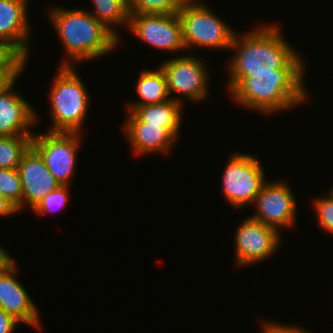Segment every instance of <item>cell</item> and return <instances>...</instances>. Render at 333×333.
I'll use <instances>...</instances> for the list:
<instances>
[{
	"mask_svg": "<svg viewBox=\"0 0 333 333\" xmlns=\"http://www.w3.org/2000/svg\"><path fill=\"white\" fill-rule=\"evenodd\" d=\"M278 26H259L240 36L235 33L230 49L229 93L251 73H273L278 68H305L299 53L283 38Z\"/></svg>",
	"mask_w": 333,
	"mask_h": 333,
	"instance_id": "cell-1",
	"label": "cell"
},
{
	"mask_svg": "<svg viewBox=\"0 0 333 333\" xmlns=\"http://www.w3.org/2000/svg\"><path fill=\"white\" fill-rule=\"evenodd\" d=\"M326 198L314 199V208L318 217V226L333 234V188L329 189Z\"/></svg>",
	"mask_w": 333,
	"mask_h": 333,
	"instance_id": "cell-25",
	"label": "cell"
},
{
	"mask_svg": "<svg viewBox=\"0 0 333 333\" xmlns=\"http://www.w3.org/2000/svg\"><path fill=\"white\" fill-rule=\"evenodd\" d=\"M123 132L131 143L135 155L168 153L176 138L161 125L142 122L133 112L127 111Z\"/></svg>",
	"mask_w": 333,
	"mask_h": 333,
	"instance_id": "cell-15",
	"label": "cell"
},
{
	"mask_svg": "<svg viewBox=\"0 0 333 333\" xmlns=\"http://www.w3.org/2000/svg\"><path fill=\"white\" fill-rule=\"evenodd\" d=\"M0 194L22 210L23 190L17 169L0 168Z\"/></svg>",
	"mask_w": 333,
	"mask_h": 333,
	"instance_id": "cell-22",
	"label": "cell"
},
{
	"mask_svg": "<svg viewBox=\"0 0 333 333\" xmlns=\"http://www.w3.org/2000/svg\"><path fill=\"white\" fill-rule=\"evenodd\" d=\"M69 186L60 185L53 191L49 192L38 204L32 209L33 212L37 214H47L51 211L56 212V210L66 206L69 199L68 195ZM56 209V210H55Z\"/></svg>",
	"mask_w": 333,
	"mask_h": 333,
	"instance_id": "cell-24",
	"label": "cell"
},
{
	"mask_svg": "<svg viewBox=\"0 0 333 333\" xmlns=\"http://www.w3.org/2000/svg\"><path fill=\"white\" fill-rule=\"evenodd\" d=\"M27 5L28 0H0V39L9 41L28 59L31 31Z\"/></svg>",
	"mask_w": 333,
	"mask_h": 333,
	"instance_id": "cell-16",
	"label": "cell"
},
{
	"mask_svg": "<svg viewBox=\"0 0 333 333\" xmlns=\"http://www.w3.org/2000/svg\"><path fill=\"white\" fill-rule=\"evenodd\" d=\"M128 28L141 41L158 50H184L181 22L175 14H130Z\"/></svg>",
	"mask_w": 333,
	"mask_h": 333,
	"instance_id": "cell-11",
	"label": "cell"
},
{
	"mask_svg": "<svg viewBox=\"0 0 333 333\" xmlns=\"http://www.w3.org/2000/svg\"><path fill=\"white\" fill-rule=\"evenodd\" d=\"M33 135L0 136V168L17 169Z\"/></svg>",
	"mask_w": 333,
	"mask_h": 333,
	"instance_id": "cell-20",
	"label": "cell"
},
{
	"mask_svg": "<svg viewBox=\"0 0 333 333\" xmlns=\"http://www.w3.org/2000/svg\"><path fill=\"white\" fill-rule=\"evenodd\" d=\"M18 324V320L0 308V333H13Z\"/></svg>",
	"mask_w": 333,
	"mask_h": 333,
	"instance_id": "cell-27",
	"label": "cell"
},
{
	"mask_svg": "<svg viewBox=\"0 0 333 333\" xmlns=\"http://www.w3.org/2000/svg\"><path fill=\"white\" fill-rule=\"evenodd\" d=\"M292 190L281 180L267 181L255 198L256 213L251 218L280 231L293 227L296 215V200Z\"/></svg>",
	"mask_w": 333,
	"mask_h": 333,
	"instance_id": "cell-10",
	"label": "cell"
},
{
	"mask_svg": "<svg viewBox=\"0 0 333 333\" xmlns=\"http://www.w3.org/2000/svg\"><path fill=\"white\" fill-rule=\"evenodd\" d=\"M235 234V261L240 267L268 259L279 248L280 232L251 218L238 225Z\"/></svg>",
	"mask_w": 333,
	"mask_h": 333,
	"instance_id": "cell-9",
	"label": "cell"
},
{
	"mask_svg": "<svg viewBox=\"0 0 333 333\" xmlns=\"http://www.w3.org/2000/svg\"><path fill=\"white\" fill-rule=\"evenodd\" d=\"M17 212H19L17 207L0 194V216L6 217Z\"/></svg>",
	"mask_w": 333,
	"mask_h": 333,
	"instance_id": "cell-29",
	"label": "cell"
},
{
	"mask_svg": "<svg viewBox=\"0 0 333 333\" xmlns=\"http://www.w3.org/2000/svg\"><path fill=\"white\" fill-rule=\"evenodd\" d=\"M135 86L140 101L129 103L128 107L152 105L171 99L167 78L161 67L156 70H142Z\"/></svg>",
	"mask_w": 333,
	"mask_h": 333,
	"instance_id": "cell-18",
	"label": "cell"
},
{
	"mask_svg": "<svg viewBox=\"0 0 333 333\" xmlns=\"http://www.w3.org/2000/svg\"><path fill=\"white\" fill-rule=\"evenodd\" d=\"M74 66H61L55 75L49 99L54 126L49 131L79 132L88 113L89 93Z\"/></svg>",
	"mask_w": 333,
	"mask_h": 333,
	"instance_id": "cell-4",
	"label": "cell"
},
{
	"mask_svg": "<svg viewBox=\"0 0 333 333\" xmlns=\"http://www.w3.org/2000/svg\"><path fill=\"white\" fill-rule=\"evenodd\" d=\"M27 58L9 41L0 39V71H24Z\"/></svg>",
	"mask_w": 333,
	"mask_h": 333,
	"instance_id": "cell-23",
	"label": "cell"
},
{
	"mask_svg": "<svg viewBox=\"0 0 333 333\" xmlns=\"http://www.w3.org/2000/svg\"><path fill=\"white\" fill-rule=\"evenodd\" d=\"M17 171L23 190L22 209L28 204L33 209L49 192L60 186L32 147L23 155Z\"/></svg>",
	"mask_w": 333,
	"mask_h": 333,
	"instance_id": "cell-13",
	"label": "cell"
},
{
	"mask_svg": "<svg viewBox=\"0 0 333 333\" xmlns=\"http://www.w3.org/2000/svg\"><path fill=\"white\" fill-rule=\"evenodd\" d=\"M22 71H0V93L6 90L14 81L18 80Z\"/></svg>",
	"mask_w": 333,
	"mask_h": 333,
	"instance_id": "cell-28",
	"label": "cell"
},
{
	"mask_svg": "<svg viewBox=\"0 0 333 333\" xmlns=\"http://www.w3.org/2000/svg\"><path fill=\"white\" fill-rule=\"evenodd\" d=\"M203 59L193 55L177 57L163 62L160 67L167 78L170 95L179 93L191 101L206 99L208 93V68Z\"/></svg>",
	"mask_w": 333,
	"mask_h": 333,
	"instance_id": "cell-8",
	"label": "cell"
},
{
	"mask_svg": "<svg viewBox=\"0 0 333 333\" xmlns=\"http://www.w3.org/2000/svg\"><path fill=\"white\" fill-rule=\"evenodd\" d=\"M94 5V13L90 11V14L94 16L99 22L104 24L110 29L119 39L116 26L129 25L130 13L126 0H91ZM115 26V27H114ZM115 28V29H114Z\"/></svg>",
	"mask_w": 333,
	"mask_h": 333,
	"instance_id": "cell-19",
	"label": "cell"
},
{
	"mask_svg": "<svg viewBox=\"0 0 333 333\" xmlns=\"http://www.w3.org/2000/svg\"><path fill=\"white\" fill-rule=\"evenodd\" d=\"M13 85L15 81L0 93V136L34 135L29 129L38 116L28 101L13 90Z\"/></svg>",
	"mask_w": 333,
	"mask_h": 333,
	"instance_id": "cell-14",
	"label": "cell"
},
{
	"mask_svg": "<svg viewBox=\"0 0 333 333\" xmlns=\"http://www.w3.org/2000/svg\"><path fill=\"white\" fill-rule=\"evenodd\" d=\"M79 137V132L63 131H48L32 137L31 147L60 185H70L81 143Z\"/></svg>",
	"mask_w": 333,
	"mask_h": 333,
	"instance_id": "cell-7",
	"label": "cell"
},
{
	"mask_svg": "<svg viewBox=\"0 0 333 333\" xmlns=\"http://www.w3.org/2000/svg\"><path fill=\"white\" fill-rule=\"evenodd\" d=\"M261 161L252 154H232L225 165L222 191L225 200L236 208L254 203L265 180Z\"/></svg>",
	"mask_w": 333,
	"mask_h": 333,
	"instance_id": "cell-6",
	"label": "cell"
},
{
	"mask_svg": "<svg viewBox=\"0 0 333 333\" xmlns=\"http://www.w3.org/2000/svg\"><path fill=\"white\" fill-rule=\"evenodd\" d=\"M178 16L185 49L195 45L211 49H230L234 30L204 3L187 0L178 11Z\"/></svg>",
	"mask_w": 333,
	"mask_h": 333,
	"instance_id": "cell-5",
	"label": "cell"
},
{
	"mask_svg": "<svg viewBox=\"0 0 333 333\" xmlns=\"http://www.w3.org/2000/svg\"><path fill=\"white\" fill-rule=\"evenodd\" d=\"M262 325L263 333H310L307 330L300 328L299 326L283 325L278 322H264Z\"/></svg>",
	"mask_w": 333,
	"mask_h": 333,
	"instance_id": "cell-26",
	"label": "cell"
},
{
	"mask_svg": "<svg viewBox=\"0 0 333 333\" xmlns=\"http://www.w3.org/2000/svg\"><path fill=\"white\" fill-rule=\"evenodd\" d=\"M181 98L172 97L162 103L145 105L139 107H128L127 111L133 112L142 122L149 125H161L165 127L176 139L182 121Z\"/></svg>",
	"mask_w": 333,
	"mask_h": 333,
	"instance_id": "cell-17",
	"label": "cell"
},
{
	"mask_svg": "<svg viewBox=\"0 0 333 333\" xmlns=\"http://www.w3.org/2000/svg\"><path fill=\"white\" fill-rule=\"evenodd\" d=\"M14 260L0 270V308L20 323L41 329L40 314L29 293L14 277L17 274Z\"/></svg>",
	"mask_w": 333,
	"mask_h": 333,
	"instance_id": "cell-12",
	"label": "cell"
},
{
	"mask_svg": "<svg viewBox=\"0 0 333 333\" xmlns=\"http://www.w3.org/2000/svg\"><path fill=\"white\" fill-rule=\"evenodd\" d=\"M187 0H126L130 14H175Z\"/></svg>",
	"mask_w": 333,
	"mask_h": 333,
	"instance_id": "cell-21",
	"label": "cell"
},
{
	"mask_svg": "<svg viewBox=\"0 0 333 333\" xmlns=\"http://www.w3.org/2000/svg\"><path fill=\"white\" fill-rule=\"evenodd\" d=\"M11 261H13V258L0 245V270L5 268Z\"/></svg>",
	"mask_w": 333,
	"mask_h": 333,
	"instance_id": "cell-30",
	"label": "cell"
},
{
	"mask_svg": "<svg viewBox=\"0 0 333 333\" xmlns=\"http://www.w3.org/2000/svg\"><path fill=\"white\" fill-rule=\"evenodd\" d=\"M305 68H278L273 73H251L229 94L250 110L270 114L286 111L307 98Z\"/></svg>",
	"mask_w": 333,
	"mask_h": 333,
	"instance_id": "cell-2",
	"label": "cell"
},
{
	"mask_svg": "<svg viewBox=\"0 0 333 333\" xmlns=\"http://www.w3.org/2000/svg\"><path fill=\"white\" fill-rule=\"evenodd\" d=\"M49 14L69 58L61 66L105 56L118 46L119 38L89 11L53 7Z\"/></svg>",
	"mask_w": 333,
	"mask_h": 333,
	"instance_id": "cell-3",
	"label": "cell"
}]
</instances>
